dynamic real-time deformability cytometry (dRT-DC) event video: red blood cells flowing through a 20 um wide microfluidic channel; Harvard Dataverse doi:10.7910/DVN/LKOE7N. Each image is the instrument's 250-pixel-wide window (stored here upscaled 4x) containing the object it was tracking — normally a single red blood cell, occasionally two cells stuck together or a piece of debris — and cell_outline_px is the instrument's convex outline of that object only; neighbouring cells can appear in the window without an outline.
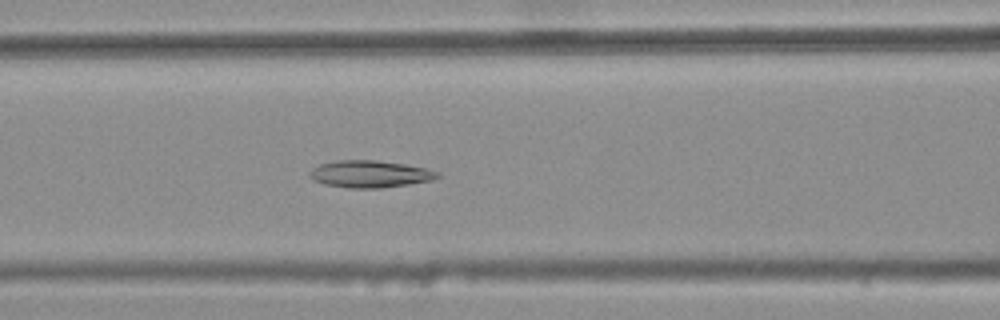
{"species": "common noctule bat (a hibernating species)", "species_latin": "Nyctalus noctula", "temperature_condition": "warm", "stored_images_in_passage": 36, "camera_frame_rate_fps": 3000, "um_per_image_px": 0.085, "animal": {"sex": "female", "body_mass_g": 25.1}, "frame": {"image": 1, "passage_image": 13, "time_ms": 4.0, "image_size_px": [1000, 320], "cell_outline_px": [[440, 176], [432, 180], [408, 184], [380, 188], [348, 188], [324, 184], [312, 180], [308, 176], [308, 172], [312, 168], [320, 164], [336, 160], [376, 160], [404, 164], [424, 168], [440, 172]], "centroid_in_image_um": [31.39, 14.79], "position_along_channel_um": 135.2, "area_um2": 20.23}}
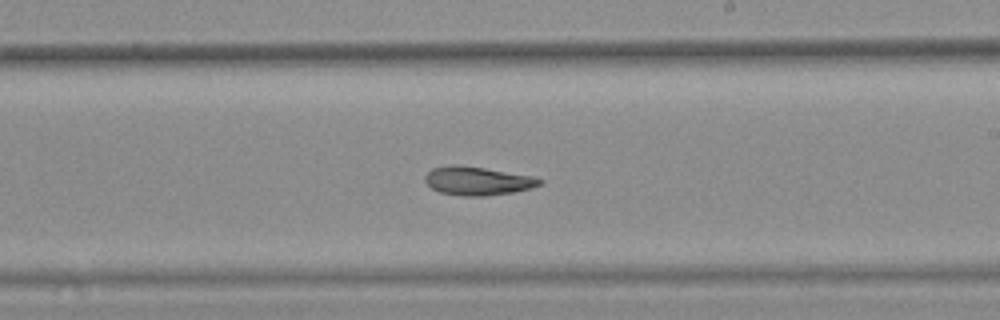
{"frame": {"image": 2, "passage_image": 22, "time_ms": 7.0, "image_size_px": [1000, 320], "cell_outline_px": [[544, 184], [512, 192], [484, 196], [460, 196], [440, 192], [432, 188], [424, 180], [424, 176], [432, 168], [452, 164], [456, 164], [484, 168], [532, 176], [544, 180]], "centroid_in_image_um": [40.57, 15.37], "position_along_channel_um": 248.4, "area_um2": 19.02}}
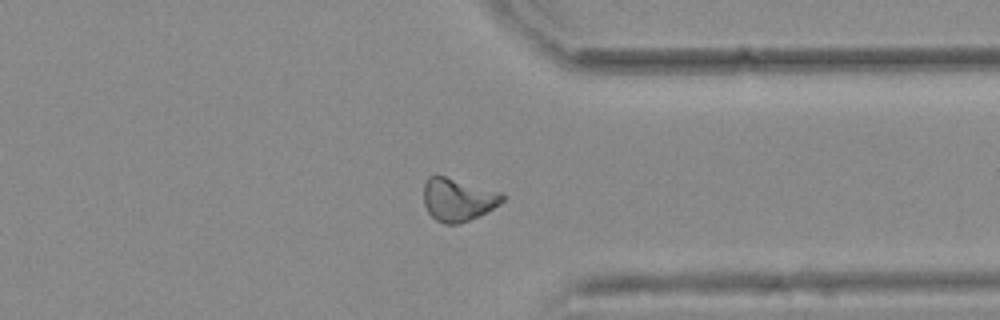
{"frame": {"image": 3, "passage_image": 32, "time_ms": 10.333, "image_size_px": [1000, 320], "cell_outline_px": [[504, 200], [500, 204], [460, 224], [444, 224], [436, 220], [428, 212], [424, 204], [424, 184], [428, 176], [444, 176], [504, 192]], "centroid_in_image_um": [38.92, 16.96], "position_along_channel_um": 372.5, "area_um2": 19.59}, "authors_computed_cell_mechanics": {"area_um2": 19.3052, "velocity_mm_per_s": 3.7833, "shape_relaxation_time_tau1_ms": null, "shape_relaxation_time_tau2_ms": 6.5456, "deformation_change_tau1": null, "deformation_change_tau2": 0.1367}}